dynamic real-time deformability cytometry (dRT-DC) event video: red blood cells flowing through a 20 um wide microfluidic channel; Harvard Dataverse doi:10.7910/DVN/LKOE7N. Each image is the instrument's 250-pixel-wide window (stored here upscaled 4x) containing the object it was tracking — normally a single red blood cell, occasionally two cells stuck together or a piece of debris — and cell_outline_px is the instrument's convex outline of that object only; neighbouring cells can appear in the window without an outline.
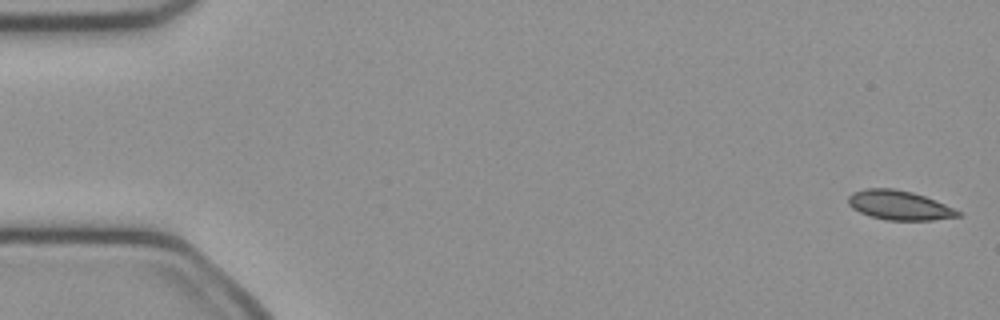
{"species": "common noctule bat (a hibernating species)", "species_latin": "Nyctalus noctula", "temperature_condition": "cold", "stored_images_in_passage": 51, "camera_frame_rate_fps": 3000, "um_per_image_px": 0.085, "animal": {"sex": "female", "body_mass_g": 21.9}, "frame": {"image": 1, "passage_image": 1, "time_ms": 0.0, "image_size_px": [1000, 320], "cell_outline_px": [[960, 216], [932, 220], [888, 220], [872, 216], [860, 212], [852, 208], [848, 204], [848, 196], [852, 192], [864, 188], [892, 188], [912, 192], [924, 196], [944, 204], [960, 212]], "centroid_in_image_um": [76.39, 17.43], "position_along_channel_um": 8.6, "area_um2": 18.55}}
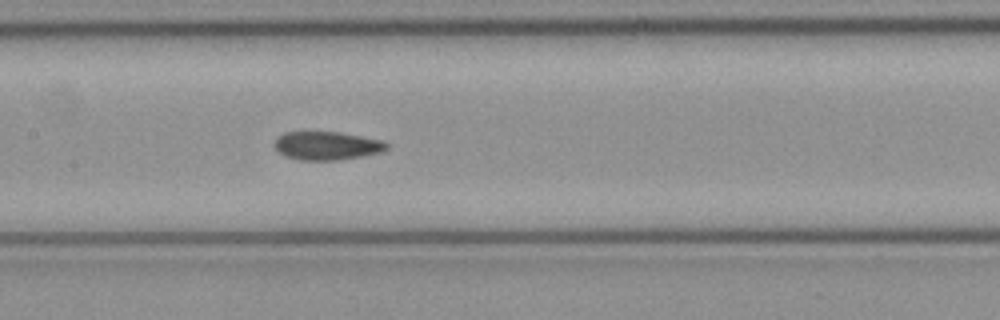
{"frame": {"image": 2, "passage_image": 24, "time_ms": 7.667, "image_size_px": [1000, 320], "cell_outline_px": [[388, 148], [380, 152], [364, 156], [340, 160], [300, 160], [284, 156], [272, 144], [276, 136], [284, 132], [340, 132], [384, 140], [388, 144]], "centroid_in_image_um": [27.77, 12.38], "position_along_channel_um": 179.6, "area_um2": 18.84}}
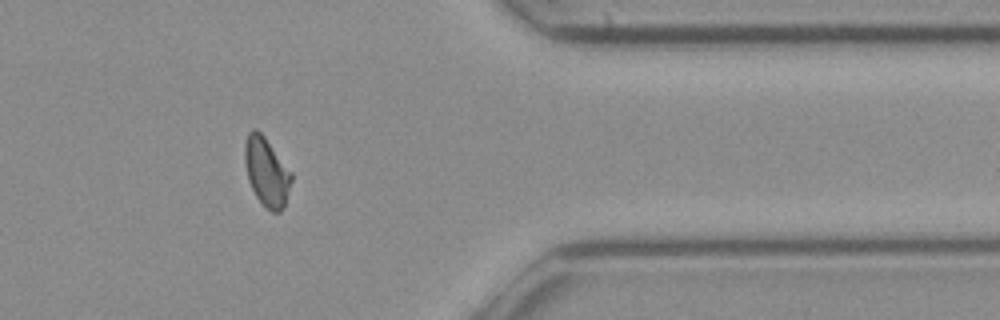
{"frame": {"image": 3, "passage_image": 41, "time_ms": 13.333, "image_size_px": [1000, 320], "cell_outline_px": [[292, 180], [284, 208], [280, 212], [272, 212], [256, 196], [248, 180], [244, 160], [244, 144], [248, 132], [252, 128], [256, 128], [264, 136], [292, 172]], "centroid_in_image_um": [22.66, 14.58], "position_along_channel_um": 388.7, "area_um2": 18.67}, "authors_computed_cell_mechanics": {"area_um2": 18.9006, "velocity_mm_per_s": 4.0456, "shape_relaxation_time_tau1_ms": null, "shape_relaxation_time_tau2_ms": 1.7333, "deformation_change_tau1": null, "deformation_change_tau2": 0.0384}}